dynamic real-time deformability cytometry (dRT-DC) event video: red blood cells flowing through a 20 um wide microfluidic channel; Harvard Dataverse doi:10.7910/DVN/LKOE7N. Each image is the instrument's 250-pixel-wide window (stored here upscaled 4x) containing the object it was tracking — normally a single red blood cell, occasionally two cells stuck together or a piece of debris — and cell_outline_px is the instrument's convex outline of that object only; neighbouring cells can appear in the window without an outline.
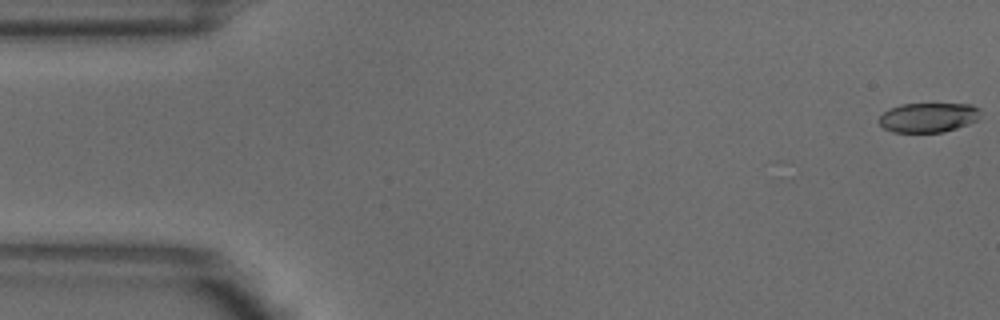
{"species": "common noctule bat (a hibernating species)", "species_latin": "Nyctalus noctula", "temperature_condition": "warm", "stored_images_in_passage": 5, "camera_frame_rate_fps": 3000, "um_per_image_px": 0.085, "animal": {"sex": "male", "body_mass_g": 18.8}, "frame": {"image": 1, "passage_image": 1, "time_ms": 0.0, "image_size_px": [1000, 320], "cell_outline_px": [[980, 116], [976, 120], [968, 124], [944, 132], [892, 132], [884, 128], [880, 124], [880, 116], [888, 108], [900, 104], [972, 104], [980, 108]], "centroid_in_image_um": [78.91, 9.98], "position_along_channel_um": 6.1, "area_um2": 17.51}}